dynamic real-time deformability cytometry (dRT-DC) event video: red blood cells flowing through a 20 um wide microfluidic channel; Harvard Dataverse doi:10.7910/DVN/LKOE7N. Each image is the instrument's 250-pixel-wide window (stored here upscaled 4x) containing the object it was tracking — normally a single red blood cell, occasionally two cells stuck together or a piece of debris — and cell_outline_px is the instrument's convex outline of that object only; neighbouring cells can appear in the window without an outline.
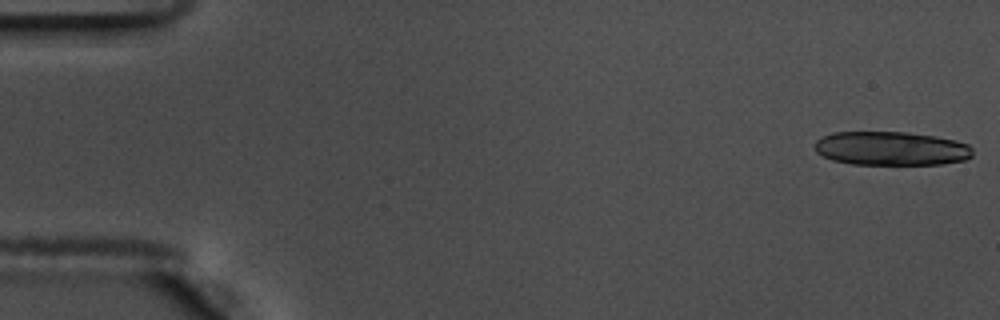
{"species": "common noctule bat (a hibernating species)", "species_latin": "Nyctalus noctula", "temperature_condition": "warm", "stored_images_in_passage": 17, "camera_frame_rate_fps": 3000, "um_per_image_px": 0.085, "animal": {"sex": "male", "body_mass_g": 17.5, "forearm_length_mm": 52.3}, "frame": {"image": 1, "passage_image": 1, "time_ms": 0.0, "image_size_px": [1000, 320], "cell_outline_px": [[972, 156], [964, 160], [940, 164], [852, 164], [832, 160], [816, 152], [816, 140], [832, 132], [908, 132], [936, 136], [956, 140], [968, 144], [972, 148]], "centroid_in_image_um": [75.77, 12.61], "position_along_channel_um": 9.2, "area_um2": 31.15}}